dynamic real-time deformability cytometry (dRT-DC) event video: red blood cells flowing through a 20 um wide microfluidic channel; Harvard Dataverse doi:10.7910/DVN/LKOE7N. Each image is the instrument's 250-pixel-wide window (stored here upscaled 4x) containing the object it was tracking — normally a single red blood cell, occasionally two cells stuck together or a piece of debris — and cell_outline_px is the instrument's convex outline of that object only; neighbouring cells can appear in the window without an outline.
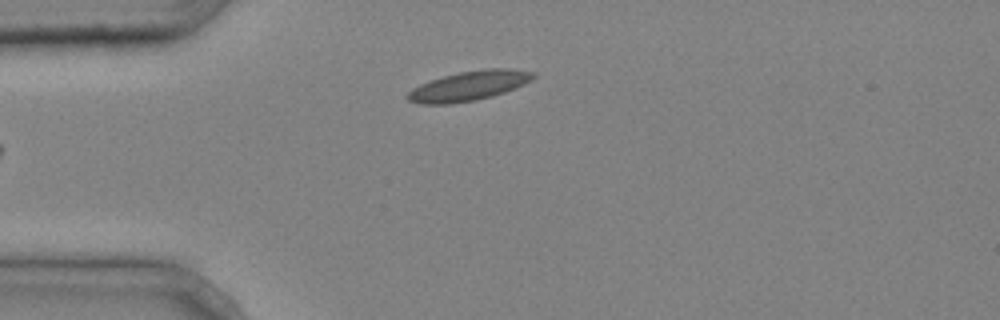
{"species": "common noctule bat (a hibernating species)", "species_latin": "Nyctalus noctula", "temperature_condition": "cold", "stored_images_in_passage": 5, "camera_frame_rate_fps": 3000, "um_per_image_px": 0.085, "animal": {"sex": "male", "body_mass_g": 20.4}, "frame": {"image": 1, "passage_image": 5, "time_ms": 1.333, "image_size_px": [1000, 320], "cell_outline_px": [[536, 76], [532, 80], [516, 88], [492, 96], [476, 100], [452, 104], [420, 104], [408, 100], [404, 96], [412, 88], [420, 84], [444, 76], [460, 72], [484, 68], [508, 68], [536, 72]], "centroid_in_image_um": [39.87, 7.3], "position_along_channel_um": 45.1, "area_um2": 21.85}}